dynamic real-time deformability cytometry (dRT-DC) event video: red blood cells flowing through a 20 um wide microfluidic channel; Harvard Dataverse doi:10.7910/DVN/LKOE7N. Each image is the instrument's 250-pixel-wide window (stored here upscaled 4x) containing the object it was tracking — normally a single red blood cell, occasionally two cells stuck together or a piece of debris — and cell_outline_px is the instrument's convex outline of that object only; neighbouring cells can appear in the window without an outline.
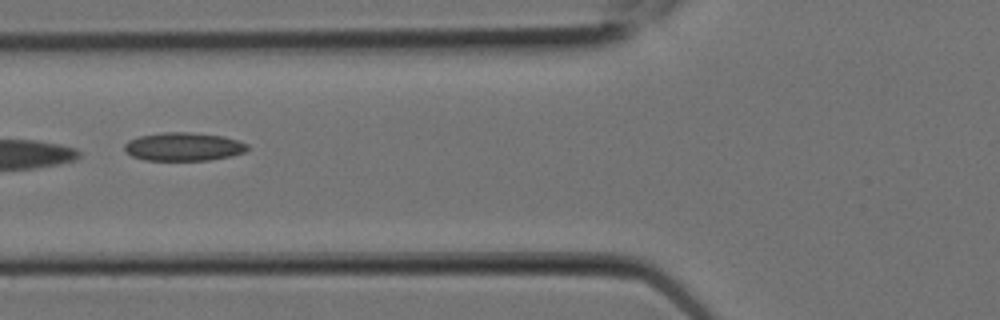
{"species": "Egyptian fruit bat (a non-hibernating species)", "species_latin": "Rousettus aegyptiacus", "temperature_condition": "room temperature", "stored_images_in_passage": 18, "camera_frame_rate_fps": 3000, "um_per_image_px": 0.085, "animal": {"sex": "female"}, "frame": {"image": 1, "passage_image": 6, "time_ms": 1.667, "image_size_px": [1000, 320], "cell_outline_px": [[248, 148], [244, 152], [232, 156], [208, 160], [144, 160], [132, 156], [124, 152], [124, 144], [128, 140], [140, 136], [164, 132], [188, 132], [224, 136], [248, 144]], "centroid_in_image_um": [15.57, 12.47], "position_along_channel_um": 110.2, "area_um2": 20.35}}
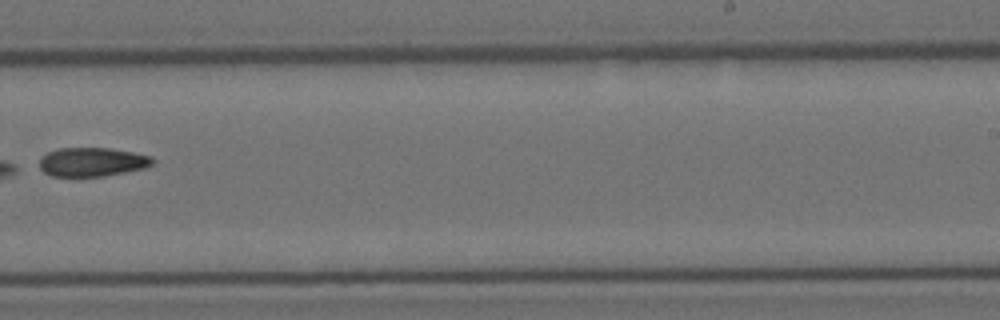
{"frame": {"image": 2, "passage_image": 11, "time_ms": 3.333, "image_size_px": [1000, 320], "cell_outline_px": [[156, 160], [152, 164], [144, 168], [104, 176], [52, 176], [44, 172], [40, 168], [40, 160], [48, 152], [60, 148], [108, 148], [132, 152], [152, 156]], "centroid_in_image_um": [7.86, 13.76], "position_along_channel_um": 281.1, "area_um2": 18.9}}